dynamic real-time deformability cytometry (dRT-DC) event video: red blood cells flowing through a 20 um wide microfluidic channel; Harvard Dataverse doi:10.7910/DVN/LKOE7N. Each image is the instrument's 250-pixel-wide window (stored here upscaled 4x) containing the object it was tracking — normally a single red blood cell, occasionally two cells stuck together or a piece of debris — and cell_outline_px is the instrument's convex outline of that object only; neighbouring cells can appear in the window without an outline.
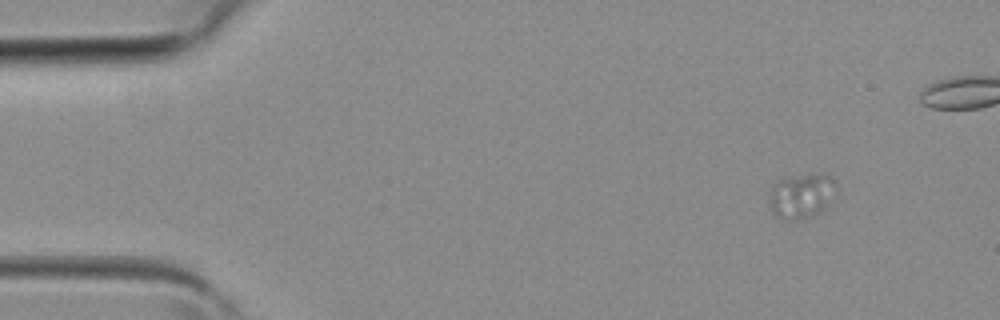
{"species": "common noctule bat (a hibernating species)", "species_latin": "Nyctalus noctula", "temperature_condition": "room temperature", "stored_images_in_passage": 4, "camera_frame_rate_fps": 3000, "um_per_image_px": 0.085, "animal": {"sex": "female", "body_mass_g": 19.3, "forearm_length_mm": 54.1}, "frame": {"image": 1, "passage_image": 1, "time_ms": 0.0, "image_size_px": [1000, 320], "cell_outline_px": [[832, 184], [828, 200], [816, 216], [796, 220], [788, 220], [776, 216], [772, 212], [768, 200], [768, 196], [772, 188], [780, 180], [800, 176], [832, 176]], "centroid_in_image_um": [67.99, 16.72], "position_along_channel_um": 17.0, "area_um2": 16.24}}
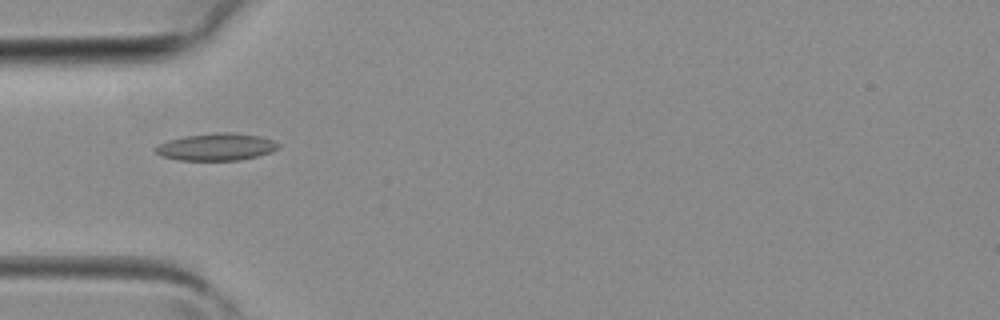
{"frame": {"image": 2, "passage_image": 4, "time_ms": 1.0, "image_size_px": [1000, 320], "cell_outline_px": [[280, 148], [272, 152], [240, 160], [176, 160], [160, 156], [156, 152], [156, 144], [168, 140], [184, 136], [220, 132], [228, 132], [260, 136], [272, 140], [280, 144]], "centroid_in_image_um": [18.38, 12.49], "position_along_channel_um": 66.6, "area_um2": 19.54}}